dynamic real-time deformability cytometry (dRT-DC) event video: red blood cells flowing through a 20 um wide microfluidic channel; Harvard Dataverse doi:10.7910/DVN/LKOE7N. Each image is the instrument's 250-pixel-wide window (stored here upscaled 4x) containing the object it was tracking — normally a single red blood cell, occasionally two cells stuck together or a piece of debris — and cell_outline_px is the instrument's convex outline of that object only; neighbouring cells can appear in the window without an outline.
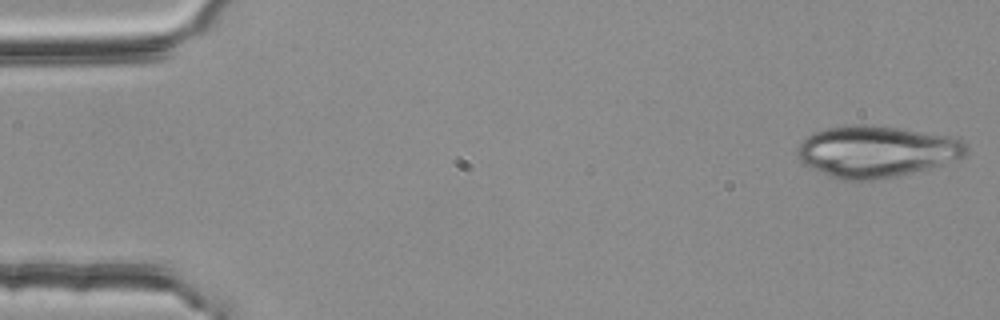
{"species": "common noctule bat (a hibernating species)", "species_latin": "Nyctalus noctula", "temperature_condition": "room temperature", "stored_images_in_passage": 52, "camera_frame_rate_fps": 3000, "um_per_image_px": 0.085, "animal": {"sex": "female", "body_mass_g": 25.1}, "frame": {"image": 1, "passage_image": 1, "time_ms": 0.0, "image_size_px": [1000, 320], "cell_outline_px": [[968, 148], [964, 156], [940, 164], [912, 172], [872, 180], [840, 180], [800, 160], [796, 156], [796, 152], [800, 144], [812, 132], [828, 128], [856, 124], [896, 128], [952, 136], [964, 140], [968, 144]], "centroid_in_image_um": [74.51, 12.86], "position_along_channel_um": 10.5, "area_um2": 49.65}}
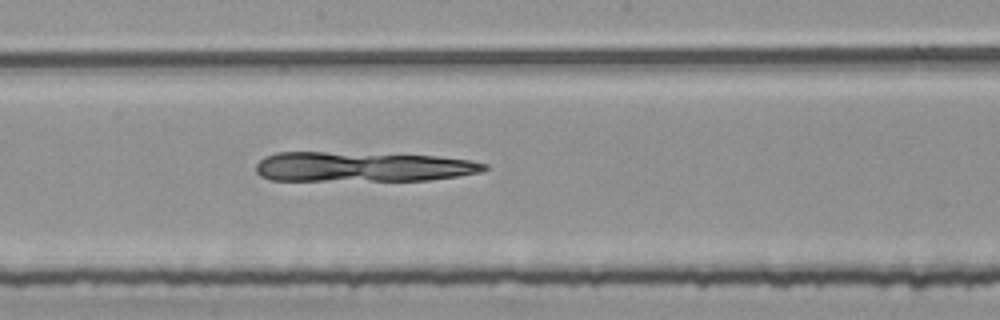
{"frame": {"image": 2, "passage_image": 28, "time_ms": 9.0, "image_size_px": [1000, 320], "cell_outline_px": [[488, 168], [480, 172], [456, 176], [428, 180], [268, 180], [260, 176], [256, 172], [256, 164], [264, 156], [276, 152], [324, 152], [436, 156], [468, 160], [488, 164]], "centroid_in_image_um": [30.75, 14.17], "position_along_channel_um": 217.4, "area_um2": 39.54}}
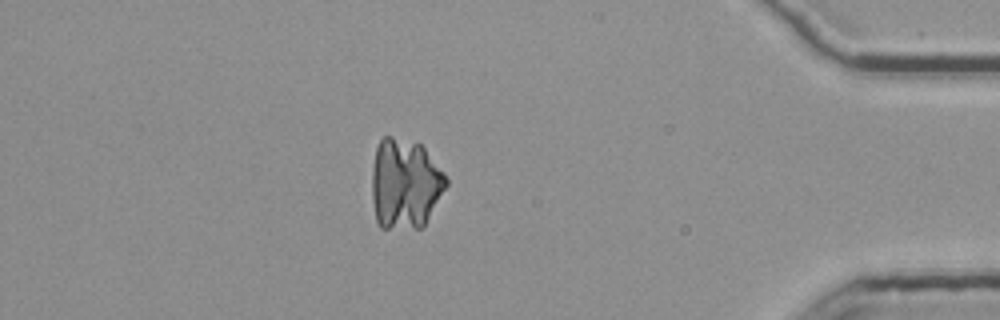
{"frame": {"image": 3, "passage_image": 46, "time_ms": 15.0, "image_size_px": [1000, 320], "cell_outline_px": [[448, 184], [424, 224], [420, 228], [380, 228], [376, 220], [372, 200], [372, 168], [376, 148], [380, 140], [384, 136], [392, 136], [420, 144], [424, 148], [444, 172], [448, 180]], "centroid_in_image_um": [34.41, 15.62], "position_along_channel_um": 400.8, "area_um2": 39.02}}